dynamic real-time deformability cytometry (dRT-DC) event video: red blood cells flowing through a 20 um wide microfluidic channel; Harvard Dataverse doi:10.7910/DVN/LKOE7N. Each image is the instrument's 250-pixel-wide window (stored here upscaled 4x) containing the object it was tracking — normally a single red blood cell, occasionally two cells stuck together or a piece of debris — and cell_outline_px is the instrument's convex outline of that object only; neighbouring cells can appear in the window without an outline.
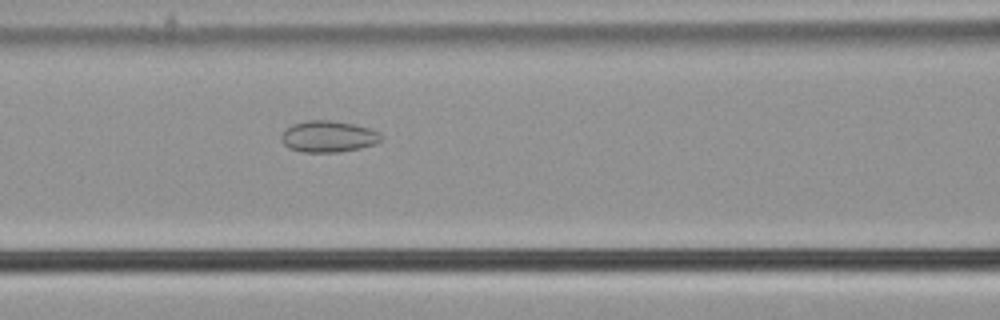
{"species": "common noctule bat (a hibernating species)", "species_latin": "Nyctalus noctula", "temperature_condition": "cold", "stored_images_in_passage": 29, "camera_frame_rate_fps": 3000, "um_per_image_px": 0.085, "animal": {"sex": "male", "body_mass_g": 21.5, "forearm_length_mm": 52.0}, "frame": {"image": 1, "passage_image": 6, "time_ms": 1.667, "image_size_px": [1000, 320], "cell_outline_px": [[380, 140], [376, 144], [360, 148], [340, 152], [300, 152], [288, 148], [284, 144], [280, 136], [284, 128], [292, 124], [308, 120], [332, 120], [356, 124], [380, 132]], "centroid_in_image_um": [27.87, 11.6], "position_along_channel_um": 138.7, "area_um2": 18.5}}
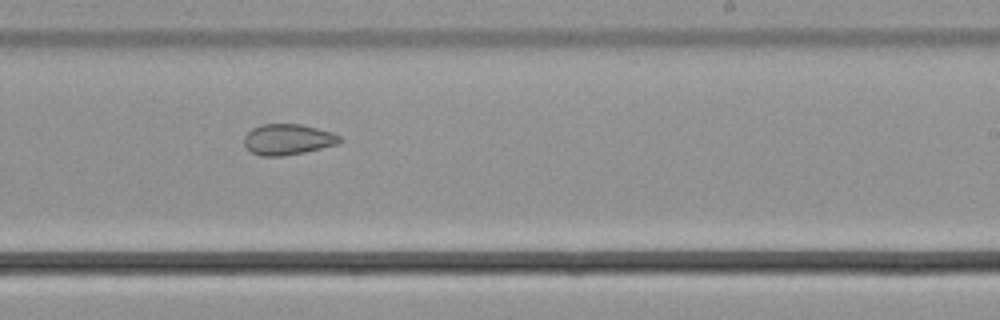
{"frame": {"image": 2, "passage_image": 16, "time_ms": 5.0, "image_size_px": [1000, 320], "cell_outline_px": [[340, 144], [304, 152], [280, 156], [260, 156], [252, 152], [244, 144], [244, 136], [252, 128], [260, 124], [300, 124], [332, 132], [340, 136]], "centroid_in_image_um": [24.46, 11.85], "position_along_channel_um": 264.5, "area_um2": 17.11}}
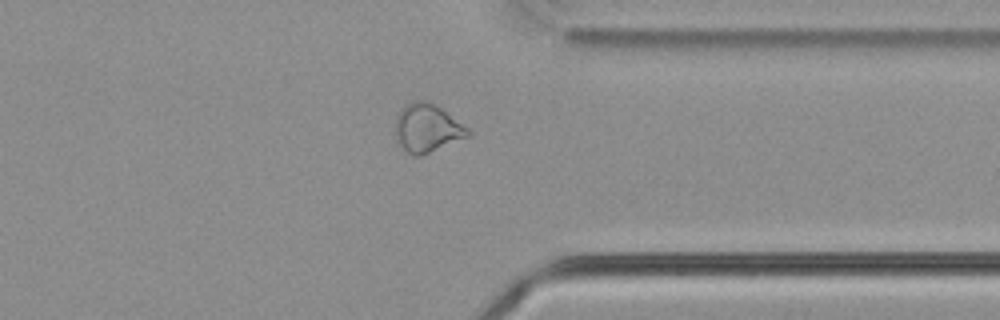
{"frame": {"image": 3, "passage_image": 25, "time_ms": 8.0, "image_size_px": [1000, 320], "cell_outline_px": [[468, 136], [420, 156], [412, 156], [404, 148], [396, 132], [396, 116], [404, 104], [412, 100], [428, 100], [436, 104], [468, 128]], "centroid_in_image_um": [36.29, 10.84], "position_along_channel_um": 375.1, "area_um2": 20.0}}